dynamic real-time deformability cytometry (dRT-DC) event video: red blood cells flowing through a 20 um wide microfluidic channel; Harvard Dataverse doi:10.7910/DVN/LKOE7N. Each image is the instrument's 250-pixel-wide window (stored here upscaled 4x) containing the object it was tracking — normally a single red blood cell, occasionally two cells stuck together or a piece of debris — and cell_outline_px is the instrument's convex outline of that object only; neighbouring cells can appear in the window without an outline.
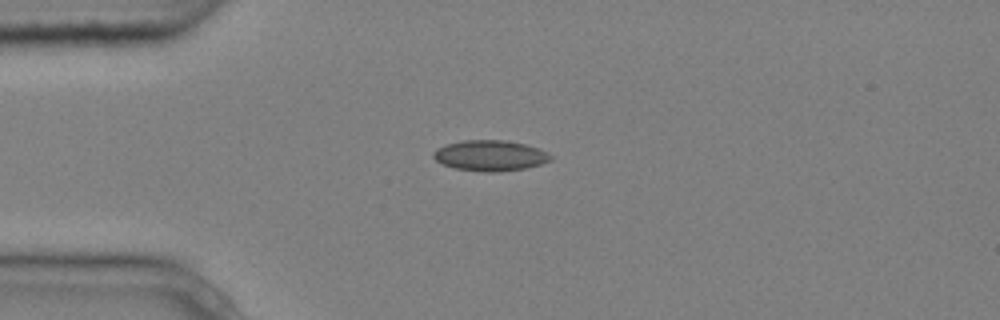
{"species": "common noctule bat (a hibernating species)", "species_latin": "Nyctalus noctula", "temperature_condition": "cold", "stored_images_in_passage": 2, "camera_frame_rate_fps": 3000, "um_per_image_px": 0.085, "animal": {"sex": "male", "body_mass_g": 20.4}, "frame": {"image": 1, "passage_image": 1, "time_ms": 0.0, "image_size_px": [1000, 320], "cell_outline_px": [[552, 160], [540, 164], [524, 168], [500, 172], [480, 172], [452, 168], [436, 160], [432, 156], [432, 152], [436, 148], [448, 144], [464, 140], [504, 140], [524, 144], [548, 152], [552, 156]], "centroid_in_image_um": [41.64, 13.23], "position_along_channel_um": 43.4, "area_um2": 20.98}}
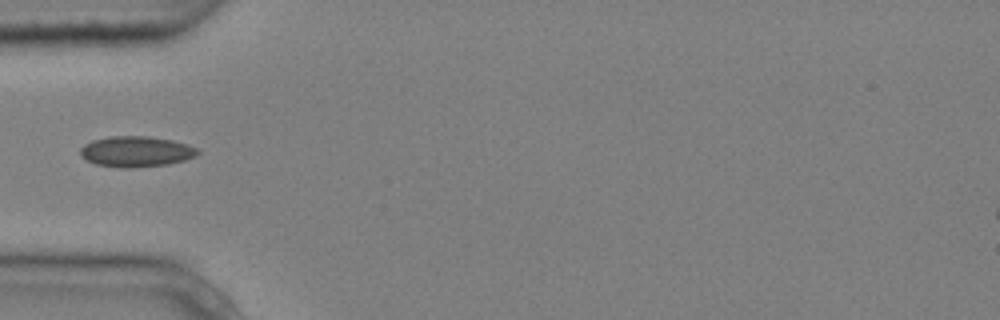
{"frame": {"image": 2, "passage_image": 2, "time_ms": 0.333, "image_size_px": [1000, 320], "cell_outline_px": [[200, 152], [196, 156], [184, 160], [168, 164], [128, 168], [124, 168], [96, 164], [80, 156], [80, 148], [84, 144], [92, 140], [108, 136], [148, 136], [172, 140], [196, 148]], "centroid_in_image_um": [11.54, 12.87], "position_along_channel_um": 73.5, "area_um2": 20.87}}